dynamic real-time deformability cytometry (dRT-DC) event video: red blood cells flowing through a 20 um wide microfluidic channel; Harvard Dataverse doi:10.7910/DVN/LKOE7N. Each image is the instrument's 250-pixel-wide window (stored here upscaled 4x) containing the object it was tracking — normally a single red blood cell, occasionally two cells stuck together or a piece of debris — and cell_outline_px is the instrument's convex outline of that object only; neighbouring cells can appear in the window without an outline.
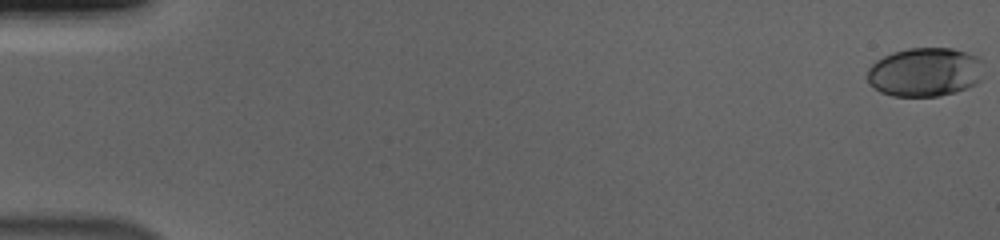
{"species": "human", "species_latin": "Homo sapiens", "temperature_condition": "cold", "stored_images_in_passage": 57, "camera_frame_rate_fps": 3000, "um_per_image_px": 0.085, "donor": {"sex": "male"}, "frame": {"image": 1, "passage_image": 1, "time_ms": 0.0, "image_size_px": [1000, 240], "cell_outline_px": [[980, 80], [976, 84], [968, 88], [956, 92], [940, 96], [892, 96], [880, 92], [868, 84], [868, 68], [876, 60], [892, 52], [908, 48], [952, 48], [976, 56], [980, 60]], "centroid_in_image_um": [78.57, 6.14], "position_along_channel_um": 6.4, "area_um2": 33.18}}
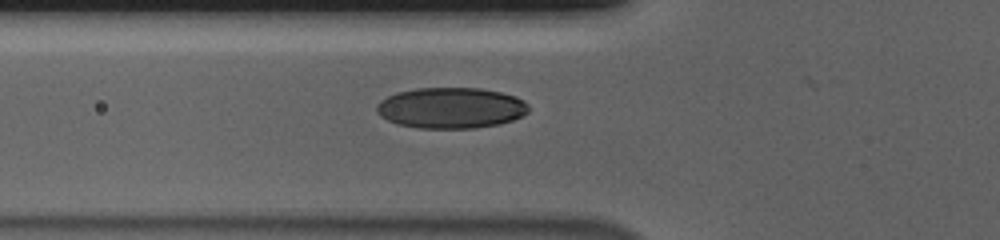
{"frame": {"image": 2, "passage_image": 22, "time_ms": 7.0, "image_size_px": [1000, 240], "cell_outline_px": [[528, 112], [512, 120], [500, 124], [476, 128], [420, 128], [396, 124], [380, 116], [376, 112], [376, 104], [380, 100], [396, 92], [416, 88], [480, 88], [500, 92], [516, 96], [524, 100], [528, 104]], "centroid_in_image_um": [38.31, 9.17], "position_along_channel_um": 87.5, "area_um2": 36.41}}
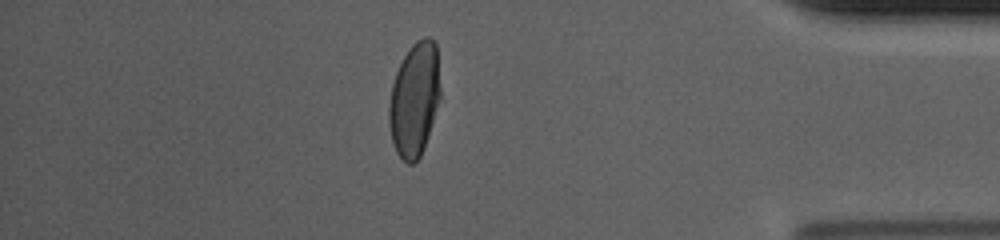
{"frame": {"image": 3, "passage_image": 50, "time_ms": 16.333, "image_size_px": [1000, 240], "cell_outline_px": [[440, 96], [428, 136], [424, 148], [420, 156], [412, 164], [408, 164], [396, 152], [392, 140], [388, 120], [388, 108], [392, 84], [396, 72], [404, 56], [412, 44], [416, 40], [424, 36], [428, 36], [436, 44], [440, 88]], "centroid_in_image_um": [35.22, 8.44], "position_along_channel_um": 400.0, "area_um2": 33.93}, "authors_computed_cell_mechanics": {"area_um2": 34.9112, "velocity_mm_per_s": 3.6963, "shape_relaxation_time_tau1_ms": 4.663, "shape_relaxation_time_tau2_ms": null, "deformation_change_tau1": 0.1793, "deformation_change_tau2": null}}